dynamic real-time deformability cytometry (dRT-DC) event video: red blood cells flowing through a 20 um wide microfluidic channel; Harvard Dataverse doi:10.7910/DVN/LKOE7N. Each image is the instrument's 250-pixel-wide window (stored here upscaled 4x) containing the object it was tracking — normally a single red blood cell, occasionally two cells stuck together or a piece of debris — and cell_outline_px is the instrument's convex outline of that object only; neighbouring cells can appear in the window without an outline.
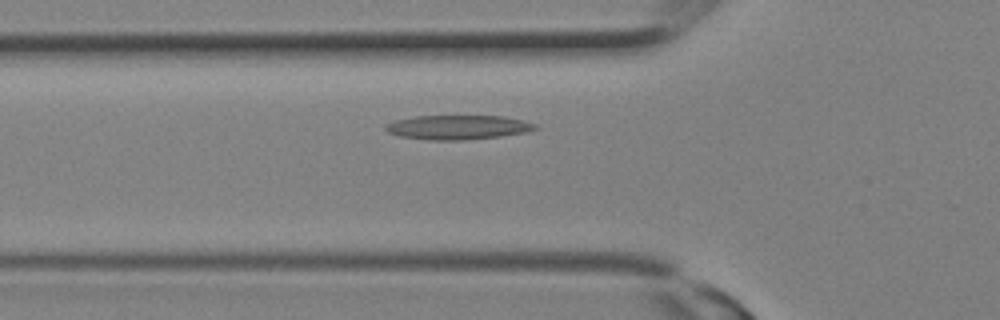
{"species": "Egyptian fruit bat (a non-hibernating species)", "species_latin": "Rousettus aegyptiacus", "temperature_condition": "room temperature", "stored_images_in_passage": 19, "camera_frame_rate_fps": 3000, "um_per_image_px": 0.085, "animal": {"sex": "female"}, "frame": {"image": 1, "passage_image": 6, "time_ms": 1.667, "image_size_px": [1000, 320], "cell_outline_px": [[536, 128], [524, 132], [500, 136], [464, 140], [428, 140], [400, 136], [388, 132], [384, 128], [384, 124], [396, 120], [416, 116], [504, 116], [536, 124]], "centroid_in_image_um": [38.85, 10.82], "position_along_channel_um": 86.9, "area_um2": 20.98}}
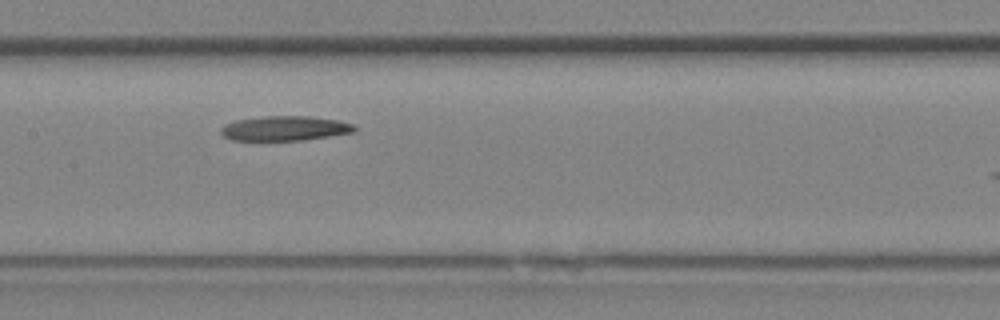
{"frame": {"image": 2, "passage_image": 10, "time_ms": 3.0, "image_size_px": [1000, 320], "cell_outline_px": [[356, 132], [300, 140], [232, 140], [224, 136], [220, 132], [220, 128], [224, 124], [236, 120], [264, 116], [308, 116], [336, 120], [352, 124], [356, 128]], "centroid_in_image_um": [24.17, 10.9], "position_along_channel_um": 183.2, "area_um2": 19.07}}
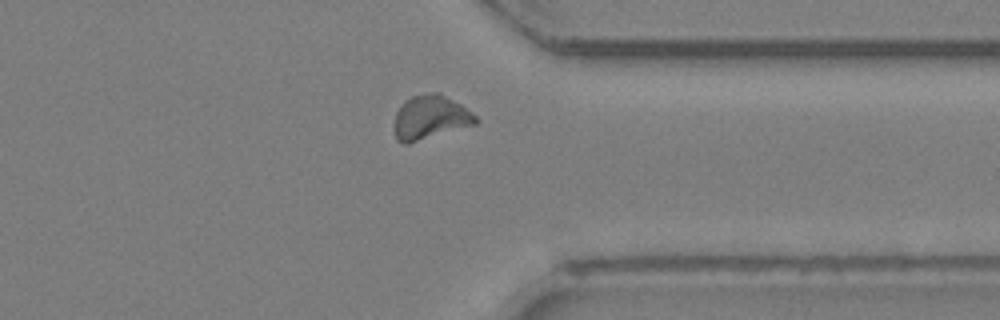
{"frame": {"image": 3, "passage_image": 18, "time_ms": 5.667, "image_size_px": [1000, 320], "cell_outline_px": [[480, 120], [476, 124], [408, 144], [404, 144], [396, 140], [392, 124], [396, 112], [400, 104], [404, 100], [412, 96], [428, 92], [440, 92], [460, 104], [472, 112]], "centroid_in_image_um": [36.53, 9.98], "position_along_channel_um": 374.9, "area_um2": 21.33}}